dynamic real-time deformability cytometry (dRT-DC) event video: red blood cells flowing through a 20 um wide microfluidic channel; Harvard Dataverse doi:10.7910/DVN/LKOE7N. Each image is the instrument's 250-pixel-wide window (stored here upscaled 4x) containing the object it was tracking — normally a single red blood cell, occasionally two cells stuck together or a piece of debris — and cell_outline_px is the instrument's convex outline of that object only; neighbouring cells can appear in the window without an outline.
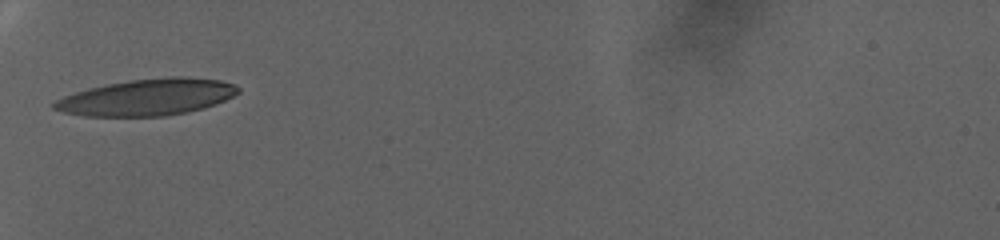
{"species": "human", "species_latin": "Homo sapiens", "temperature_condition": "warm", "stored_images_in_passage": 9, "camera_frame_rate_fps": 3000, "um_per_image_px": 0.085, "donor": {"sex": "female"}, "frame": {"image": 1, "passage_image": 1, "time_ms": 0.0, "image_size_px": [1000, 240], "cell_outline_px": [[240, 92], [216, 104], [204, 108], [188, 112], [164, 116], [84, 116], [64, 112], [52, 108], [52, 104], [56, 100], [64, 96], [88, 88], [128, 80], [168, 76], [188, 76], [220, 80], [236, 84], [240, 88]], "centroid_in_image_um": [12.55, 8.25], "position_along_channel_um": 72.4, "area_um2": 39.36}}
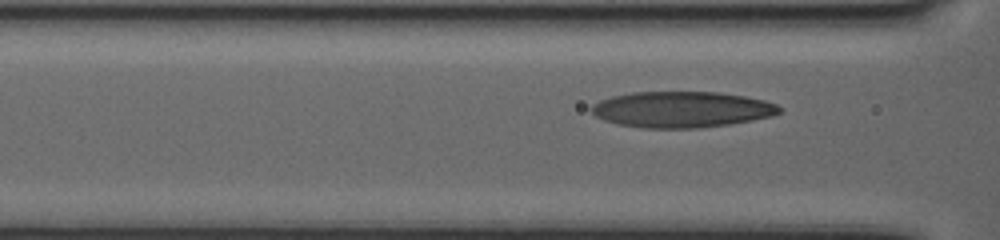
{"frame": {"image": 2, "passage_image": 6, "time_ms": 1.667, "image_size_px": [1000, 240], "cell_outline_px": [[780, 112], [772, 116], [752, 120], [728, 124], [696, 128], [644, 128], [616, 124], [604, 120], [596, 116], [588, 108], [592, 104], [600, 100], [612, 96], [632, 92], [720, 92], [744, 96], [764, 100], [776, 104], [780, 108]], "centroid_in_image_um": [57.9, 9.3], "position_along_channel_um": 108.7, "area_um2": 39.48}}